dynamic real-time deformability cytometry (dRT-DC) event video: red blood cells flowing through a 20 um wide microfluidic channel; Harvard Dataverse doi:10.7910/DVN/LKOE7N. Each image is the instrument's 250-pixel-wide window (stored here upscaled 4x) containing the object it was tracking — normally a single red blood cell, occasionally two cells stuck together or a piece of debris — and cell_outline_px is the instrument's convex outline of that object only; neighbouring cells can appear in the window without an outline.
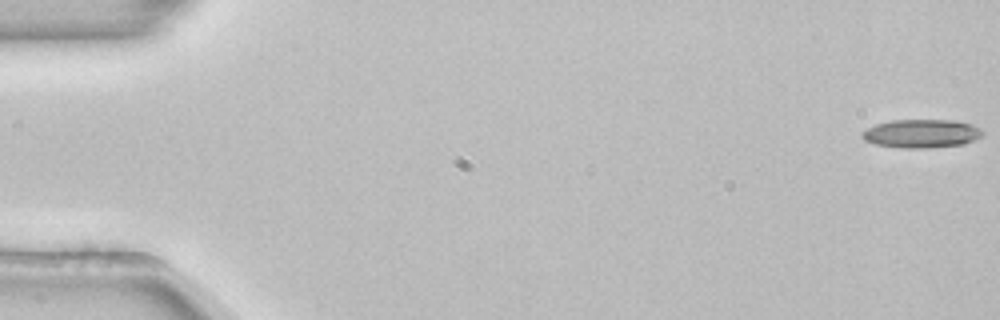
{"species": "common noctule bat (a hibernating species)", "species_latin": "Nyctalus noctula", "temperature_condition": "room temperature", "stored_images_in_passage": 54, "camera_frame_rate_fps": 3000, "um_per_image_px": 0.085, "animal": {"sex": "female", "body_mass_g": 22.7, "forearm_length_mm": 54.2}, "frame": {"image": 1, "passage_image": 1, "time_ms": 0.0, "image_size_px": [1000, 320], "cell_outline_px": [[984, 136], [964, 144], [928, 148], [900, 148], [876, 144], [864, 140], [860, 136], [860, 132], [864, 128], [876, 124], [892, 120], [952, 120], [972, 124], [980, 128], [984, 132]], "centroid_in_image_um": [78.31, 11.35], "position_along_channel_um": 6.7, "area_um2": 20.29}}
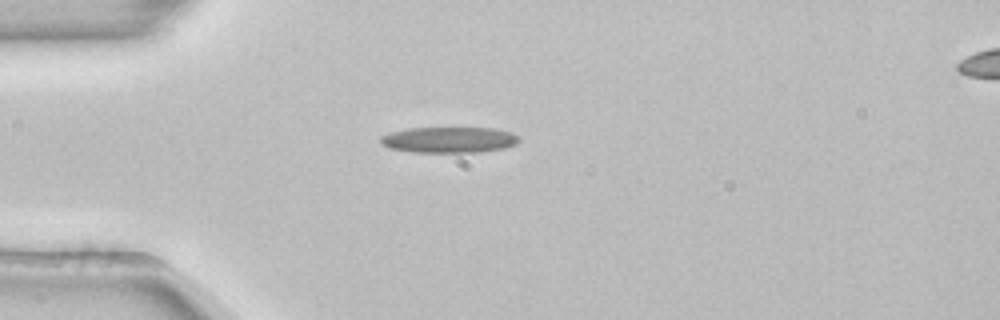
{"frame": {"image": 2, "passage_image": 15, "time_ms": 4.667, "image_size_px": [1000, 320], "cell_outline_px": [[520, 140], [516, 144], [504, 148], [480, 152], [412, 152], [388, 148], [380, 140], [380, 136], [392, 132], [408, 128], [496, 128], [512, 132], [520, 136]], "centroid_in_image_um": [38.22, 11.88], "position_along_channel_um": 46.8, "area_um2": 20.98}}
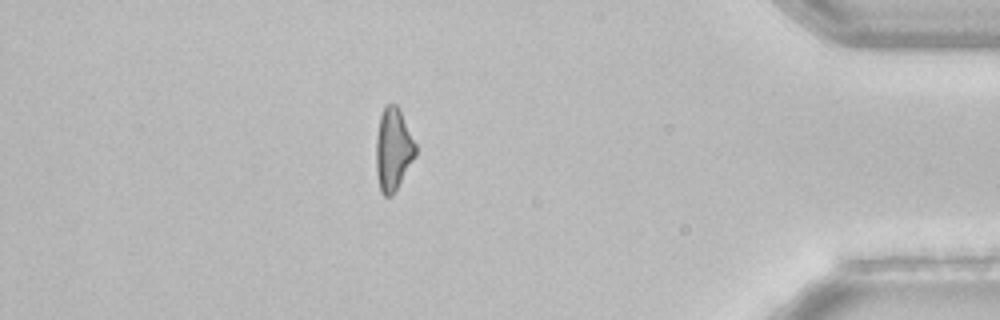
{"frame": {"image": 3, "passage_image": 47, "time_ms": 15.333, "image_size_px": [1000, 320], "cell_outline_px": [[416, 156], [392, 196], [384, 196], [380, 192], [376, 172], [376, 136], [380, 116], [384, 104], [396, 104], [400, 108], [416, 144]], "centroid_in_image_um": [33.42, 12.68], "position_along_channel_um": 401.8, "area_um2": 19.25}}